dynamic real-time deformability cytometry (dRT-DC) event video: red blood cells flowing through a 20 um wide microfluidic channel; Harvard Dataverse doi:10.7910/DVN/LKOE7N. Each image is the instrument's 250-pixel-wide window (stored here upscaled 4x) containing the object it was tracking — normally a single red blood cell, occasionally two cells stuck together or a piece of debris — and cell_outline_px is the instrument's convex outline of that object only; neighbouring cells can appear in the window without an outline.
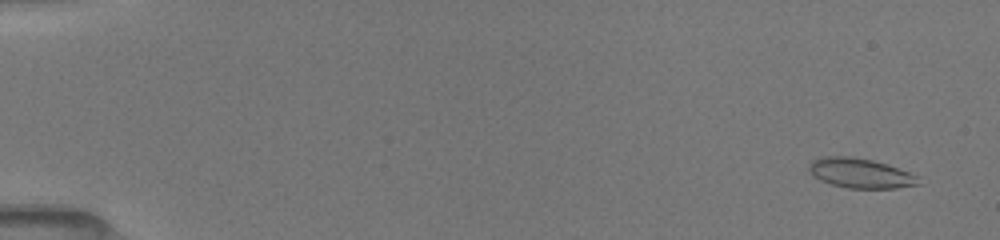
{"species": "common noctule bat (a hibernating species)", "species_latin": "Nyctalus noctula", "temperature_condition": "room temperature", "stored_images_in_passage": 52, "camera_frame_rate_fps": 3000, "um_per_image_px": 0.085, "animal": {"sex": "female", "body_mass_g": 19.5, "forearm_length_mm": 54.1}, "frame": {"image": 1, "passage_image": 3, "time_ms": 0.667, "image_size_px": [1000, 240], "cell_outline_px": [[920, 184], [896, 188], [848, 188], [832, 184], [820, 180], [812, 176], [808, 172], [808, 164], [812, 160], [828, 156], [852, 156], [872, 160], [908, 172], [916, 176]], "centroid_in_image_um": [73.05, 14.72], "position_along_channel_um": 11.9, "area_um2": 18.79}}
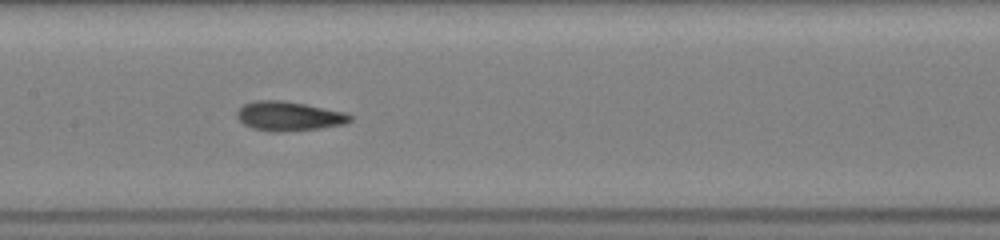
{"frame": {"image": 2, "passage_image": 27, "time_ms": 8.667, "image_size_px": [1000, 240], "cell_outline_px": [[352, 120], [344, 124], [320, 128], [280, 132], [272, 132], [252, 128], [244, 124], [236, 116], [236, 112], [244, 104], [256, 100], [284, 100], [348, 112], [352, 116]], "centroid_in_image_um": [24.57, 9.87], "position_along_channel_um": 182.8, "area_um2": 19.48}}
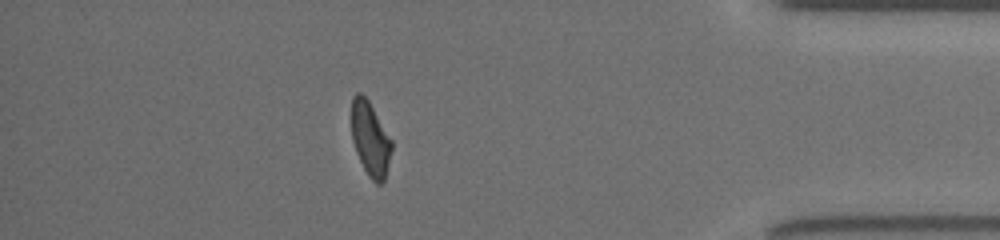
{"frame": {"image": 3, "passage_image": 46, "time_ms": 15.0, "image_size_px": [1000, 240], "cell_outline_px": [[392, 148], [384, 180], [380, 184], [376, 184], [368, 176], [356, 152], [352, 140], [352, 96], [356, 92], [360, 92], [368, 100], [392, 140]], "centroid_in_image_um": [31.47, 11.8], "position_along_channel_um": 403.7, "area_um2": 17.17}, "authors_computed_cell_mechanics": {"area_um2": 18.6983, "velocity_mm_per_s": 4.044, "shape_relaxation_time_tau1_ms": 4.2511, "shape_relaxation_time_tau2_ms": 1.7682, "deformation_change_tau1": 0.1319, "deformation_change_tau2": 0.0799}}